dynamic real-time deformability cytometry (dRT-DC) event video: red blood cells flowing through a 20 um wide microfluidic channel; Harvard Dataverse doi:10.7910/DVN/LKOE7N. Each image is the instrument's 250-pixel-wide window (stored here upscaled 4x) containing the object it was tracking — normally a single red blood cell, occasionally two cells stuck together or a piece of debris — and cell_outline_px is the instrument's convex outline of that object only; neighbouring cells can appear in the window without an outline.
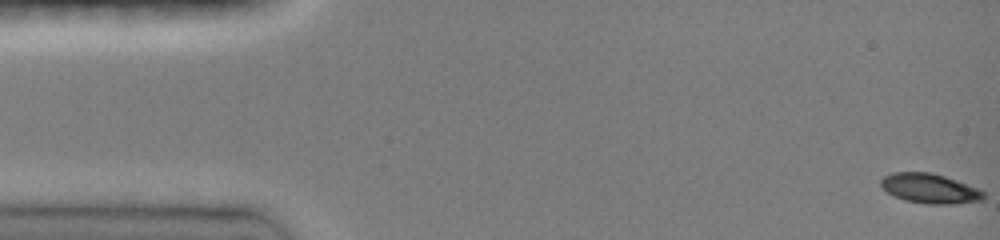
{"species": "common noctule bat (a hibernating species)", "species_latin": "Nyctalus noctula", "temperature_condition": "room temperature", "stored_images_in_passage": 51, "camera_frame_rate_fps": 3000, "um_per_image_px": 0.085, "animal": {"sex": "female", "body_mass_g": 19.0, "forearm_length_mm": 51.5}, "frame": {"image": 1, "passage_image": 1, "time_ms": 0.0, "image_size_px": [1000, 240], "cell_outline_px": [[984, 196], [980, 200], [948, 204], [928, 204], [904, 200], [888, 192], [880, 184], [880, 180], [884, 176], [892, 172], [932, 172], [980, 188], [984, 192]], "centroid_in_image_um": [79.02, 16.0], "position_along_channel_um": 6.0, "area_um2": 17.63}}
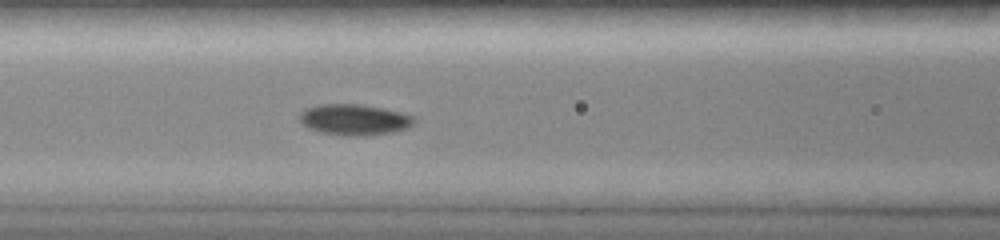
{"frame": {"image": 2, "passage_image": 29, "time_ms": 6.333, "image_size_px": [1000, 240], "cell_outline_px": [[416, 120], [412, 124], [404, 128], [392, 132], [364, 136], [340, 136], [320, 132], [308, 128], [300, 120], [300, 112], [304, 108], [316, 104], [360, 104], [384, 108], [416, 116]], "centroid_in_image_um": [30.09, 10.16], "position_along_channel_um": 136.5, "area_um2": 20.87}}
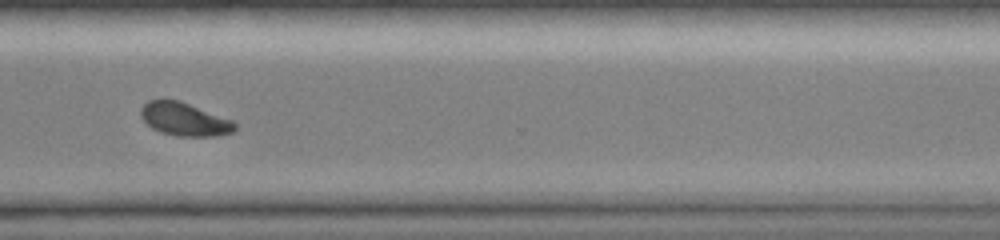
{"frame": {"image": 3, "passage_image": 50, "time_ms": 11.667, "image_size_px": [1000, 240], "cell_outline_px": [[236, 132], [216, 136], [176, 136], [160, 132], [152, 128], [140, 116], [140, 108], [148, 100], [180, 100], [232, 120], [236, 124]], "centroid_in_image_um": [15.69, 10.14], "position_along_channel_um": 354.9, "area_um2": 18.26}}